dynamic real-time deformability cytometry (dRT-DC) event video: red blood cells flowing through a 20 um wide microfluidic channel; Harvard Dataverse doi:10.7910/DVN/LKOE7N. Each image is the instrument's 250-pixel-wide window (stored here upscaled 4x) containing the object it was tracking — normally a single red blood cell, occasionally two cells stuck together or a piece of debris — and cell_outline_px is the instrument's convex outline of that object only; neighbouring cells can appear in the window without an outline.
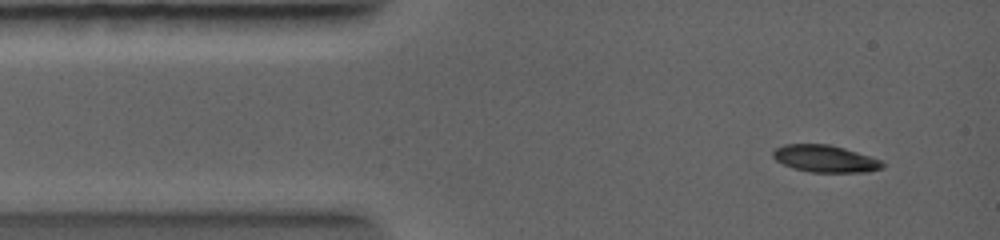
{"species": "common noctule bat (a hibernating species)", "species_latin": "Nyctalus noctula", "temperature_condition": "warm", "stored_images_in_passage": 8, "camera_frame_rate_fps": 5000, "um_per_image_px": 0.085, "animal": {"sex": "female", "body_mass_g": 19.0, "forearm_length_mm": 56.7}, "frame": {"image": 1, "passage_image": 2, "time_ms": 0.6, "image_size_px": [1000, 240], "cell_outline_px": [[884, 168], [868, 172], [808, 172], [792, 168], [776, 160], [772, 156], [772, 152], [776, 148], [784, 144], [828, 144], [844, 148], [880, 160], [884, 164]], "centroid_in_image_um": [70.11, 13.49], "position_along_channel_um": 14.9, "area_um2": 17.22}}
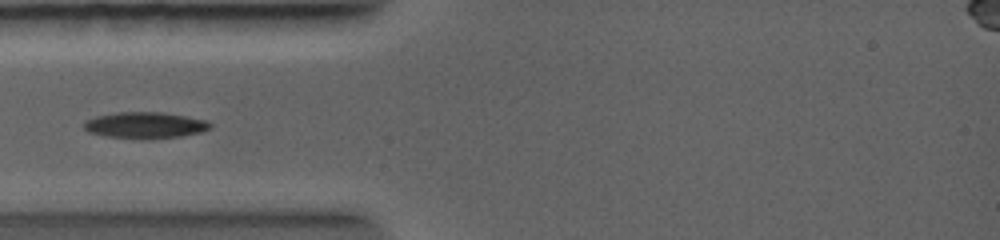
{"frame": {"image": 2, "passage_image": 6, "time_ms": 2.8, "image_size_px": [1000, 240], "cell_outline_px": [[212, 128], [200, 132], [180, 136], [140, 140], [108, 136], [88, 132], [84, 128], [84, 120], [96, 116], [116, 112], [164, 112], [204, 120], [212, 124]], "centroid_in_image_um": [12.3, 10.65], "position_along_channel_um": 72.7, "area_um2": 19.42}}
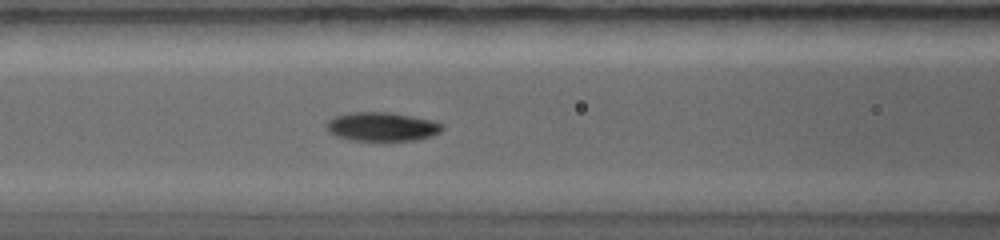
{"frame": {"image": 3, "passage_image": 8, "time_ms": 4.0, "image_size_px": [1000, 240], "cell_outline_px": [[444, 128], [440, 132], [432, 136], [416, 140], [352, 140], [336, 136], [328, 132], [328, 120], [336, 116], [348, 112], [388, 112], [436, 120], [444, 124]], "centroid_in_image_um": [32.52, 10.76], "position_along_channel_um": 134.1, "area_um2": 19.54}}